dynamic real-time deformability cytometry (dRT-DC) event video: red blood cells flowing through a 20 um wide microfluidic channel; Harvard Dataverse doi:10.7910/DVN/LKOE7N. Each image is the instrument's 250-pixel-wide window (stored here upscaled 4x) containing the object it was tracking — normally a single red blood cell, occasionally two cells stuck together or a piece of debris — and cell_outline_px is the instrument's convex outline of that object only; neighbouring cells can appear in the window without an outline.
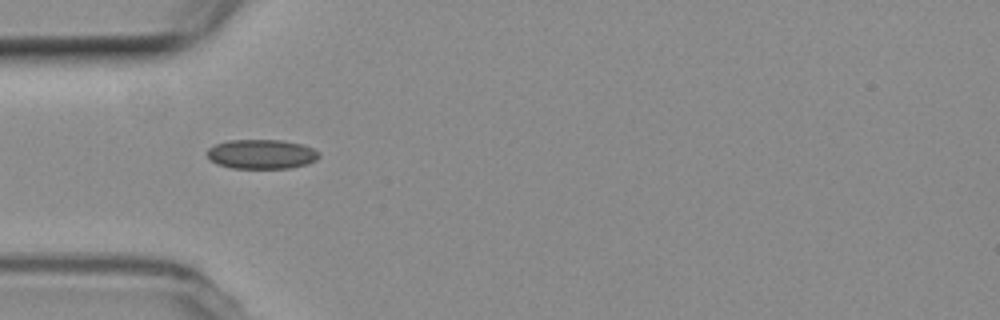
{"species": "common noctule bat (a hibernating species)", "species_latin": "Nyctalus noctula", "temperature_condition": "room temperature", "stored_images_in_passage": 2, "camera_frame_rate_fps": 3000, "um_per_image_px": 0.085, "animal": {"sex": "female", "body_mass_g": 19.3, "forearm_length_mm": 54.1}, "frame": {"image": 1, "passage_image": 1, "time_ms": 0.0, "image_size_px": [1000, 320], "cell_outline_px": [[320, 156], [316, 160], [308, 164], [288, 168], [232, 168], [216, 164], [208, 160], [204, 152], [208, 148], [216, 144], [228, 140], [280, 140], [304, 144], [320, 152]], "centroid_in_image_um": [22.2, 13.1], "position_along_channel_um": 62.8, "area_um2": 19.54}}
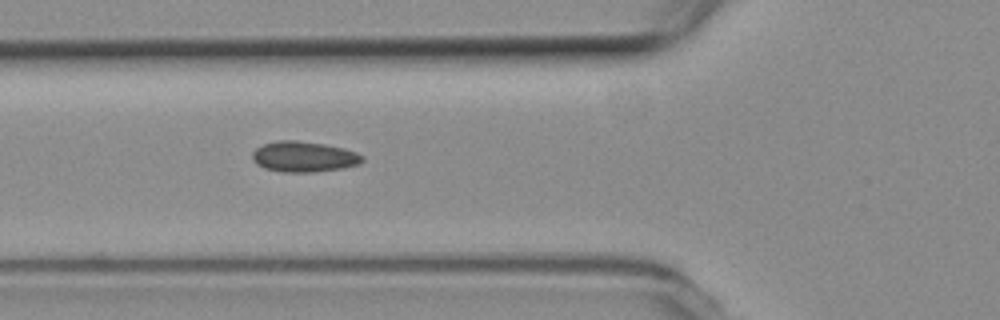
{"frame": {"image": 2, "passage_image": 2, "time_ms": 0.333, "image_size_px": [1000, 320], "cell_outline_px": [[364, 160], [360, 164], [344, 168], [312, 172], [280, 172], [264, 168], [256, 164], [252, 160], [252, 152], [256, 148], [264, 144], [280, 140], [296, 140], [324, 144], [344, 148], [356, 152], [364, 156]], "centroid_in_image_um": [25.83, 13.32], "position_along_channel_um": 100.0, "area_um2": 19.77}}